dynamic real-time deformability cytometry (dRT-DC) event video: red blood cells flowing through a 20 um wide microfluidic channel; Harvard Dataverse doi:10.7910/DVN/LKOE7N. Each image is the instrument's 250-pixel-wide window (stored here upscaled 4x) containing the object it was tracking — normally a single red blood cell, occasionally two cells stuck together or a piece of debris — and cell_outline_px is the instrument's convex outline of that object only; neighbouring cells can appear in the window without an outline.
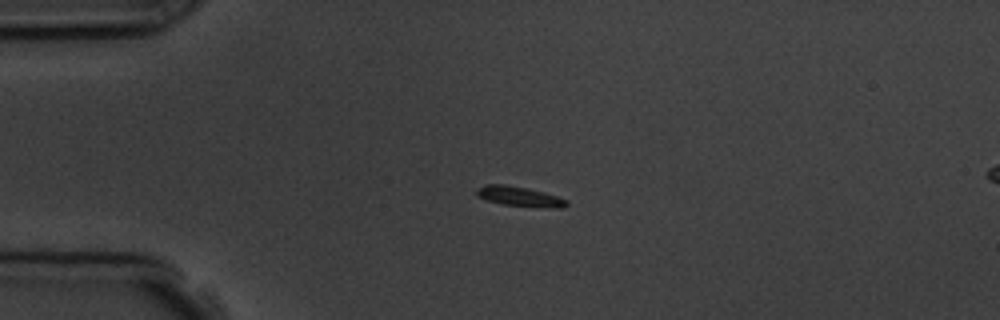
{"species": "common noctule bat (a hibernating species)", "species_latin": "Nyctalus noctula", "temperature_condition": "room temperature", "stored_images_in_passage": 5, "segment_of_instrument_passage": [1, 2], "camera_frame_rate_fps": 3000, "um_per_image_px": 0.085, "animal": {"sex": "male", "body_mass_g": 19.5, "forearm_length_mm": 54.6}, "frame": {"image": 1, "passage_image": 3, "time_ms": 2.333, "image_size_px": [1000, 320], "cell_outline_px": [[568, 204], [564, 208], [556, 208], [500, 204], [476, 196], [476, 188], [484, 184], [504, 184], [528, 188], [544, 192], [568, 200]], "centroid_in_image_um": [44.14, 16.69], "position_along_channel_um": 40.9, "area_um2": 10.46}}